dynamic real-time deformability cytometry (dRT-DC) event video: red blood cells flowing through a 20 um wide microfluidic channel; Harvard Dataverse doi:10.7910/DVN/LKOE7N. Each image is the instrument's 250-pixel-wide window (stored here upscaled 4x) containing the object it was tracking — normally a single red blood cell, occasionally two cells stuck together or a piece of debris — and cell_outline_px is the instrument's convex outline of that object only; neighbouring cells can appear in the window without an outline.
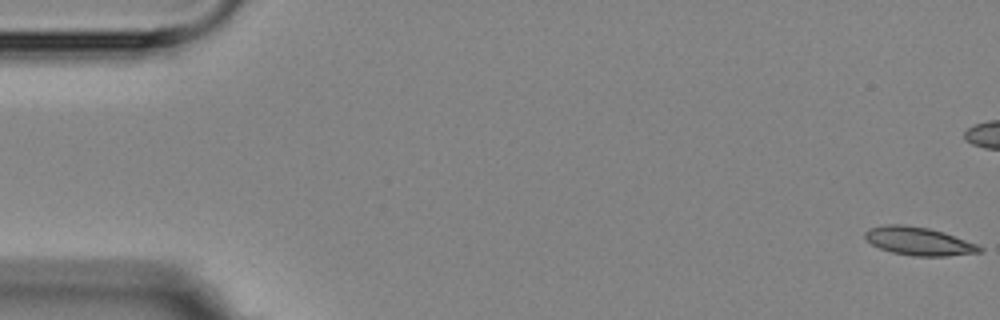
{"species": "Egyptian fruit bat (a non-hibernating species)", "species_latin": "Rousettus aegyptiacus", "temperature_condition": "room temperature", "stored_images_in_passage": 18, "camera_frame_rate_fps": 3000, "um_per_image_px": 0.085, "animal": {"sex": "female"}, "frame": {"image": 1, "passage_image": 1, "time_ms": 0.0, "image_size_px": [1000, 320], "cell_outline_px": [[984, 248], [980, 252], [948, 256], [912, 256], [892, 252], [880, 248], [872, 244], [864, 236], [864, 232], [868, 228], [888, 224], [900, 224], [928, 228], [944, 232], [976, 244]], "centroid_in_image_um": [78.08, 20.5], "position_along_channel_um": 6.9, "area_um2": 18.73}}
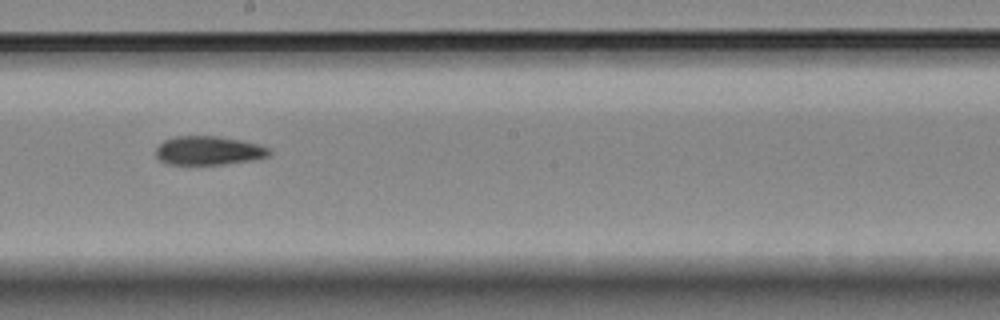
{"frame": {"image": 2, "passage_image": 11, "time_ms": 11.333, "image_size_px": [1000, 320], "cell_outline_px": [[272, 156], [252, 160], [224, 164], [168, 164], [160, 160], [156, 156], [156, 148], [164, 140], [176, 136], [216, 136], [240, 140], [260, 144], [268, 148], [272, 152]], "centroid_in_image_um": [17.76, 12.8], "position_along_channel_um": 230.4, "area_um2": 19.07}}
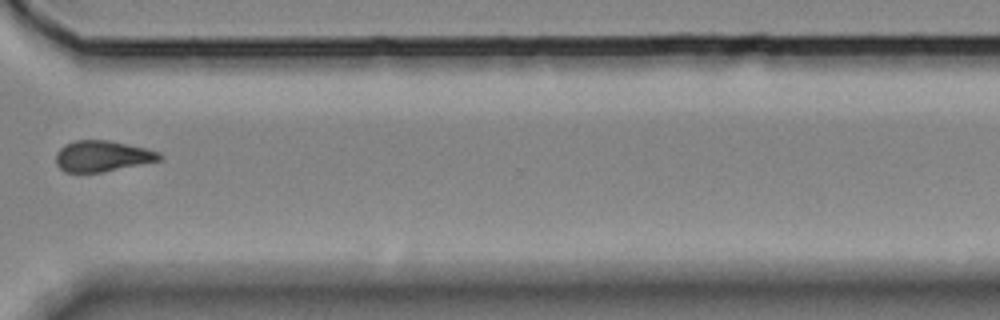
{"frame": {"image": 3, "passage_image": 14, "time_ms": 15.0, "image_size_px": [1000, 320], "cell_outline_px": [[164, 160], [100, 172], [64, 172], [56, 164], [56, 152], [64, 144], [76, 140], [108, 140], [144, 148], [160, 152], [164, 156]], "centroid_in_image_um": [8.71, 13.27], "position_along_channel_um": 361.9, "area_um2": 18.73}}